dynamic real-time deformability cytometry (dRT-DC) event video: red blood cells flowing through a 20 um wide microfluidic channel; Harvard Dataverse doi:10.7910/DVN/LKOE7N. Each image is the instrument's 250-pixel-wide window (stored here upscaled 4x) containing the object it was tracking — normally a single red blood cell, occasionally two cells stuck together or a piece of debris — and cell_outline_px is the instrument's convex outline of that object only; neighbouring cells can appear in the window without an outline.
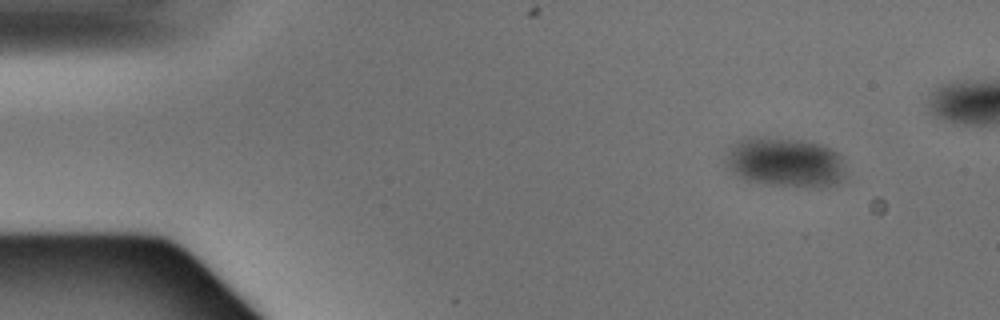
{"species": "Egyptian fruit bat (a non-hibernating species)", "species_latin": "Rousettus aegyptiacus", "temperature_condition": "warm", "stored_images_in_passage": 4, "camera_frame_rate_fps": 3000, "um_per_image_px": 0.085, "animal": {"sex": "male"}, "frame": {"image": 1, "passage_image": 1, "time_ms": 0.0, "image_size_px": [1000, 320], "cell_outline_px": [[848, 176], [844, 180], [836, 184], [820, 188], [768, 184], [748, 180], [732, 172], [724, 164], [724, 152], [732, 144], [744, 136], [764, 136], [804, 140], [824, 144], [832, 148], [840, 156]], "centroid_in_image_um": [66.74, 13.77], "position_along_channel_um": 18.3, "area_um2": 35.84}}